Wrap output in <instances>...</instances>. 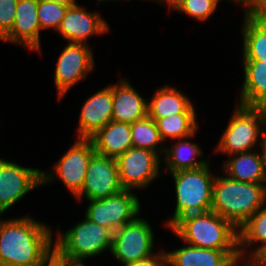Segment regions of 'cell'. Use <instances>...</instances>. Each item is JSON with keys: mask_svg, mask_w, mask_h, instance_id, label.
<instances>
[{"mask_svg": "<svg viewBox=\"0 0 266 266\" xmlns=\"http://www.w3.org/2000/svg\"><path fill=\"white\" fill-rule=\"evenodd\" d=\"M52 242V229L31 216L0 220V266H45Z\"/></svg>", "mask_w": 266, "mask_h": 266, "instance_id": "6da1fadb", "label": "cell"}, {"mask_svg": "<svg viewBox=\"0 0 266 266\" xmlns=\"http://www.w3.org/2000/svg\"><path fill=\"white\" fill-rule=\"evenodd\" d=\"M266 202V184L236 181L216 176L211 211L228 220L237 230Z\"/></svg>", "mask_w": 266, "mask_h": 266, "instance_id": "7a4b0ae2", "label": "cell"}, {"mask_svg": "<svg viewBox=\"0 0 266 266\" xmlns=\"http://www.w3.org/2000/svg\"><path fill=\"white\" fill-rule=\"evenodd\" d=\"M171 230L191 246L213 250H238V230L213 211L183 216Z\"/></svg>", "mask_w": 266, "mask_h": 266, "instance_id": "3957f363", "label": "cell"}, {"mask_svg": "<svg viewBox=\"0 0 266 266\" xmlns=\"http://www.w3.org/2000/svg\"><path fill=\"white\" fill-rule=\"evenodd\" d=\"M210 164L193 170L170 173L174 179L176 207L172 218L165 226L169 229L183 216L211 211L215 174Z\"/></svg>", "mask_w": 266, "mask_h": 266, "instance_id": "277c9868", "label": "cell"}, {"mask_svg": "<svg viewBox=\"0 0 266 266\" xmlns=\"http://www.w3.org/2000/svg\"><path fill=\"white\" fill-rule=\"evenodd\" d=\"M54 251L62 258L84 262L105 250L111 252L113 232L88 218L71 227L64 233L56 235Z\"/></svg>", "mask_w": 266, "mask_h": 266, "instance_id": "5b68a950", "label": "cell"}, {"mask_svg": "<svg viewBox=\"0 0 266 266\" xmlns=\"http://www.w3.org/2000/svg\"><path fill=\"white\" fill-rule=\"evenodd\" d=\"M237 105L215 148L216 152L227 156L255 150L258 142L262 147L260 140L263 137L266 108Z\"/></svg>", "mask_w": 266, "mask_h": 266, "instance_id": "8992f818", "label": "cell"}, {"mask_svg": "<svg viewBox=\"0 0 266 266\" xmlns=\"http://www.w3.org/2000/svg\"><path fill=\"white\" fill-rule=\"evenodd\" d=\"M88 201L85 217L113 233L133 222L140 215L142 207L138 196L125 189L111 197Z\"/></svg>", "mask_w": 266, "mask_h": 266, "instance_id": "52a82bcc", "label": "cell"}, {"mask_svg": "<svg viewBox=\"0 0 266 266\" xmlns=\"http://www.w3.org/2000/svg\"><path fill=\"white\" fill-rule=\"evenodd\" d=\"M95 153L90 138L77 137L71 148L53 166L55 174L42 171V185L59 178L73 196H76L81 191L89 162Z\"/></svg>", "mask_w": 266, "mask_h": 266, "instance_id": "ba28073f", "label": "cell"}, {"mask_svg": "<svg viewBox=\"0 0 266 266\" xmlns=\"http://www.w3.org/2000/svg\"><path fill=\"white\" fill-rule=\"evenodd\" d=\"M154 233L147 220L139 216L113 233L112 256L124 266L148 258L153 253Z\"/></svg>", "mask_w": 266, "mask_h": 266, "instance_id": "9c48e42d", "label": "cell"}, {"mask_svg": "<svg viewBox=\"0 0 266 266\" xmlns=\"http://www.w3.org/2000/svg\"><path fill=\"white\" fill-rule=\"evenodd\" d=\"M147 149L130 147L116 158L121 186L125 190L144 189L158 178L162 157Z\"/></svg>", "mask_w": 266, "mask_h": 266, "instance_id": "30bf717a", "label": "cell"}, {"mask_svg": "<svg viewBox=\"0 0 266 266\" xmlns=\"http://www.w3.org/2000/svg\"><path fill=\"white\" fill-rule=\"evenodd\" d=\"M94 55L92 48L83 43L65 44L56 63L54 74L55 86L58 92V99L63 96L75 84L87 77L94 69Z\"/></svg>", "mask_w": 266, "mask_h": 266, "instance_id": "8fae6325", "label": "cell"}, {"mask_svg": "<svg viewBox=\"0 0 266 266\" xmlns=\"http://www.w3.org/2000/svg\"><path fill=\"white\" fill-rule=\"evenodd\" d=\"M42 185V170L0 158V215Z\"/></svg>", "mask_w": 266, "mask_h": 266, "instance_id": "7c38bea8", "label": "cell"}, {"mask_svg": "<svg viewBox=\"0 0 266 266\" xmlns=\"http://www.w3.org/2000/svg\"><path fill=\"white\" fill-rule=\"evenodd\" d=\"M122 190L116 159L95 153L89 162L81 191L75 198L78 201L84 197L87 200L104 199Z\"/></svg>", "mask_w": 266, "mask_h": 266, "instance_id": "4fadbf2b", "label": "cell"}, {"mask_svg": "<svg viewBox=\"0 0 266 266\" xmlns=\"http://www.w3.org/2000/svg\"><path fill=\"white\" fill-rule=\"evenodd\" d=\"M84 7L75 4L69 6L56 32L70 43L87 44L92 35H101L109 32L107 22L98 12H87Z\"/></svg>", "mask_w": 266, "mask_h": 266, "instance_id": "5bb4252c", "label": "cell"}, {"mask_svg": "<svg viewBox=\"0 0 266 266\" xmlns=\"http://www.w3.org/2000/svg\"><path fill=\"white\" fill-rule=\"evenodd\" d=\"M37 9L38 0H18L13 27L1 41L18 43L32 51L40 52L41 27Z\"/></svg>", "mask_w": 266, "mask_h": 266, "instance_id": "9a60e30c", "label": "cell"}, {"mask_svg": "<svg viewBox=\"0 0 266 266\" xmlns=\"http://www.w3.org/2000/svg\"><path fill=\"white\" fill-rule=\"evenodd\" d=\"M112 85L95 92L84 103L77 128L78 138H90L112 120Z\"/></svg>", "mask_w": 266, "mask_h": 266, "instance_id": "2e32d148", "label": "cell"}, {"mask_svg": "<svg viewBox=\"0 0 266 266\" xmlns=\"http://www.w3.org/2000/svg\"><path fill=\"white\" fill-rule=\"evenodd\" d=\"M112 120L134 123L147 116L148 101L125 78L112 85Z\"/></svg>", "mask_w": 266, "mask_h": 266, "instance_id": "e0dca14e", "label": "cell"}, {"mask_svg": "<svg viewBox=\"0 0 266 266\" xmlns=\"http://www.w3.org/2000/svg\"><path fill=\"white\" fill-rule=\"evenodd\" d=\"M166 253L168 266H229L239 258L238 250H213L191 245Z\"/></svg>", "mask_w": 266, "mask_h": 266, "instance_id": "ac0fdd59", "label": "cell"}, {"mask_svg": "<svg viewBox=\"0 0 266 266\" xmlns=\"http://www.w3.org/2000/svg\"><path fill=\"white\" fill-rule=\"evenodd\" d=\"M255 151L230 155L225 160L223 169L229 178L248 183L264 184L266 182V156ZM260 153V154H259Z\"/></svg>", "mask_w": 266, "mask_h": 266, "instance_id": "d6986e66", "label": "cell"}, {"mask_svg": "<svg viewBox=\"0 0 266 266\" xmlns=\"http://www.w3.org/2000/svg\"><path fill=\"white\" fill-rule=\"evenodd\" d=\"M95 152L117 158L132 145L131 124L111 120L90 137Z\"/></svg>", "mask_w": 266, "mask_h": 266, "instance_id": "ffe728a7", "label": "cell"}, {"mask_svg": "<svg viewBox=\"0 0 266 266\" xmlns=\"http://www.w3.org/2000/svg\"><path fill=\"white\" fill-rule=\"evenodd\" d=\"M244 82L238 104L266 108V62L243 60Z\"/></svg>", "mask_w": 266, "mask_h": 266, "instance_id": "44dd1931", "label": "cell"}, {"mask_svg": "<svg viewBox=\"0 0 266 266\" xmlns=\"http://www.w3.org/2000/svg\"><path fill=\"white\" fill-rule=\"evenodd\" d=\"M194 136L195 133L188 138L178 139V141L176 139V144L174 146L168 147L167 145V147H165L162 157H164L163 162L165 161V168L169 173L181 170L199 169L210 163L207 159L202 157L203 151L197 143L185 141ZM197 156H201L203 159L196 160L195 158Z\"/></svg>", "mask_w": 266, "mask_h": 266, "instance_id": "7402d4cb", "label": "cell"}, {"mask_svg": "<svg viewBox=\"0 0 266 266\" xmlns=\"http://www.w3.org/2000/svg\"><path fill=\"white\" fill-rule=\"evenodd\" d=\"M192 102L181 91L164 85L159 87L147 105V115L151 119H160L167 116L184 113Z\"/></svg>", "mask_w": 266, "mask_h": 266, "instance_id": "603a6c76", "label": "cell"}, {"mask_svg": "<svg viewBox=\"0 0 266 266\" xmlns=\"http://www.w3.org/2000/svg\"><path fill=\"white\" fill-rule=\"evenodd\" d=\"M242 60L266 62V16L244 17Z\"/></svg>", "mask_w": 266, "mask_h": 266, "instance_id": "cb8c5ba5", "label": "cell"}, {"mask_svg": "<svg viewBox=\"0 0 266 266\" xmlns=\"http://www.w3.org/2000/svg\"><path fill=\"white\" fill-rule=\"evenodd\" d=\"M257 243L261 244L251 253H260L266 247V202L238 228L239 255L247 256L250 247Z\"/></svg>", "mask_w": 266, "mask_h": 266, "instance_id": "d4e9b609", "label": "cell"}, {"mask_svg": "<svg viewBox=\"0 0 266 266\" xmlns=\"http://www.w3.org/2000/svg\"><path fill=\"white\" fill-rule=\"evenodd\" d=\"M162 140H178L192 136L199 128L196 111L192 104L184 113L153 119Z\"/></svg>", "mask_w": 266, "mask_h": 266, "instance_id": "484cf974", "label": "cell"}, {"mask_svg": "<svg viewBox=\"0 0 266 266\" xmlns=\"http://www.w3.org/2000/svg\"><path fill=\"white\" fill-rule=\"evenodd\" d=\"M131 137L133 147L154 151L160 156H162V152L164 154L165 146L161 145L164 141L157 129L156 122L148 115L131 123Z\"/></svg>", "mask_w": 266, "mask_h": 266, "instance_id": "4316f807", "label": "cell"}, {"mask_svg": "<svg viewBox=\"0 0 266 266\" xmlns=\"http://www.w3.org/2000/svg\"><path fill=\"white\" fill-rule=\"evenodd\" d=\"M69 6L46 0H38L37 15L41 30H58Z\"/></svg>", "mask_w": 266, "mask_h": 266, "instance_id": "83f0119b", "label": "cell"}, {"mask_svg": "<svg viewBox=\"0 0 266 266\" xmlns=\"http://www.w3.org/2000/svg\"><path fill=\"white\" fill-rule=\"evenodd\" d=\"M220 0H182L174 11L185 13L197 21H206L216 11Z\"/></svg>", "mask_w": 266, "mask_h": 266, "instance_id": "f1b7e54d", "label": "cell"}, {"mask_svg": "<svg viewBox=\"0 0 266 266\" xmlns=\"http://www.w3.org/2000/svg\"><path fill=\"white\" fill-rule=\"evenodd\" d=\"M18 0H0V40L12 29Z\"/></svg>", "mask_w": 266, "mask_h": 266, "instance_id": "f546056e", "label": "cell"}, {"mask_svg": "<svg viewBox=\"0 0 266 266\" xmlns=\"http://www.w3.org/2000/svg\"><path fill=\"white\" fill-rule=\"evenodd\" d=\"M243 5L244 17L265 16L264 0H229Z\"/></svg>", "mask_w": 266, "mask_h": 266, "instance_id": "4dcf8cb0", "label": "cell"}, {"mask_svg": "<svg viewBox=\"0 0 266 266\" xmlns=\"http://www.w3.org/2000/svg\"><path fill=\"white\" fill-rule=\"evenodd\" d=\"M127 266H168L167 253L160 251L158 254L155 253L148 258L137 260Z\"/></svg>", "mask_w": 266, "mask_h": 266, "instance_id": "1f68e13d", "label": "cell"}, {"mask_svg": "<svg viewBox=\"0 0 266 266\" xmlns=\"http://www.w3.org/2000/svg\"><path fill=\"white\" fill-rule=\"evenodd\" d=\"M45 266H86L84 262L81 261H71L62 258L55 251H53L46 262Z\"/></svg>", "mask_w": 266, "mask_h": 266, "instance_id": "d6a6232c", "label": "cell"}, {"mask_svg": "<svg viewBox=\"0 0 266 266\" xmlns=\"http://www.w3.org/2000/svg\"><path fill=\"white\" fill-rule=\"evenodd\" d=\"M154 1V0H152ZM163 6H168V9H174L182 0H155Z\"/></svg>", "mask_w": 266, "mask_h": 266, "instance_id": "836d02e7", "label": "cell"}, {"mask_svg": "<svg viewBox=\"0 0 266 266\" xmlns=\"http://www.w3.org/2000/svg\"><path fill=\"white\" fill-rule=\"evenodd\" d=\"M46 1H51L54 3H58V4H63L66 6H73V5L77 4L76 0H46Z\"/></svg>", "mask_w": 266, "mask_h": 266, "instance_id": "e575fe53", "label": "cell"}, {"mask_svg": "<svg viewBox=\"0 0 266 266\" xmlns=\"http://www.w3.org/2000/svg\"><path fill=\"white\" fill-rule=\"evenodd\" d=\"M262 150L264 155L266 156V120L263 125Z\"/></svg>", "mask_w": 266, "mask_h": 266, "instance_id": "d590c367", "label": "cell"}, {"mask_svg": "<svg viewBox=\"0 0 266 266\" xmlns=\"http://www.w3.org/2000/svg\"><path fill=\"white\" fill-rule=\"evenodd\" d=\"M240 263H241L240 259H235L229 266H241Z\"/></svg>", "mask_w": 266, "mask_h": 266, "instance_id": "8d00e7d4", "label": "cell"}, {"mask_svg": "<svg viewBox=\"0 0 266 266\" xmlns=\"http://www.w3.org/2000/svg\"><path fill=\"white\" fill-rule=\"evenodd\" d=\"M259 254L266 259V247Z\"/></svg>", "mask_w": 266, "mask_h": 266, "instance_id": "74e56055", "label": "cell"}, {"mask_svg": "<svg viewBox=\"0 0 266 266\" xmlns=\"http://www.w3.org/2000/svg\"><path fill=\"white\" fill-rule=\"evenodd\" d=\"M101 1H110V0H97L98 4H99ZM112 1H114V0H112ZM115 1H117V0H115ZM127 1H130V0H127Z\"/></svg>", "mask_w": 266, "mask_h": 266, "instance_id": "f35d334b", "label": "cell"}, {"mask_svg": "<svg viewBox=\"0 0 266 266\" xmlns=\"http://www.w3.org/2000/svg\"><path fill=\"white\" fill-rule=\"evenodd\" d=\"M265 1V16H266V0H264Z\"/></svg>", "mask_w": 266, "mask_h": 266, "instance_id": "ab89813d", "label": "cell"}]
</instances>
